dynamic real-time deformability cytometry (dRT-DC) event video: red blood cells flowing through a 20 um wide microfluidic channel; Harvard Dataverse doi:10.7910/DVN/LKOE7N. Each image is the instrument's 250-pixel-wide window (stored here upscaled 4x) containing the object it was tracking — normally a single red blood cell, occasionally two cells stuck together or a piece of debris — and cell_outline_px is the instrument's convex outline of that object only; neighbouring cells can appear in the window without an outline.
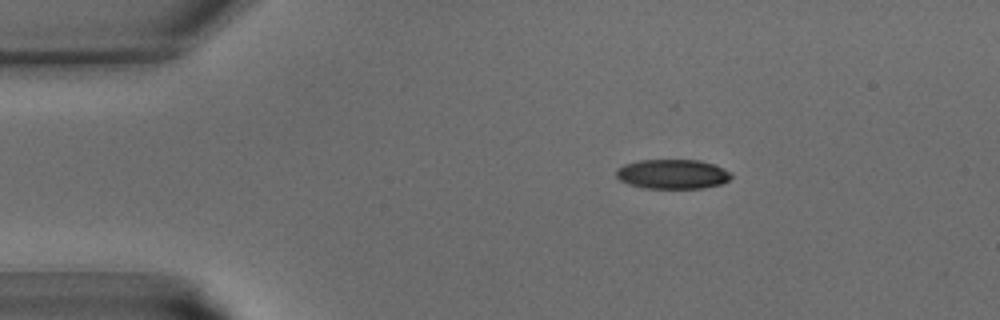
{"species": "common noctule bat (a hibernating species)", "species_latin": "Nyctalus noctula", "temperature_condition": "warm", "stored_images_in_passage": 36, "camera_frame_rate_fps": 3000, "um_per_image_px": 0.085, "animal": {"sex": "male", "body_mass_g": 15.6}, "frame": {"image": 1, "passage_image": 2, "time_ms": 0.333, "image_size_px": [1000, 320], "cell_outline_px": [[732, 176], [724, 184], [704, 188], [644, 188], [628, 184], [620, 180], [616, 176], [616, 168], [624, 164], [640, 160], [700, 160], [724, 168], [732, 172]], "centroid_in_image_um": [57.18, 14.8], "position_along_channel_um": 27.8, "area_um2": 20.0}}
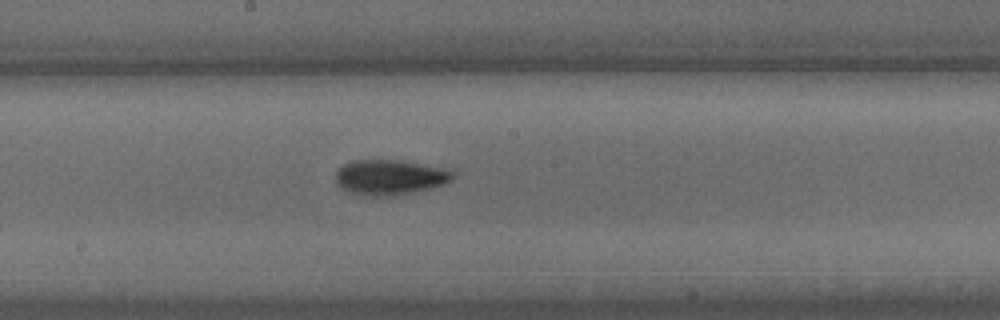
{"frame": {"image": 2, "passage_image": 17, "time_ms": 5.333, "image_size_px": [1000, 320], "cell_outline_px": [[456, 176], [452, 180], [444, 184], [432, 188], [392, 196], [372, 196], [352, 192], [340, 188], [336, 184], [336, 172], [344, 164], [352, 160], [396, 160], [456, 168]], "centroid_in_image_um": [33.25, 15.05], "position_along_channel_um": 215.0, "area_um2": 24.45}}
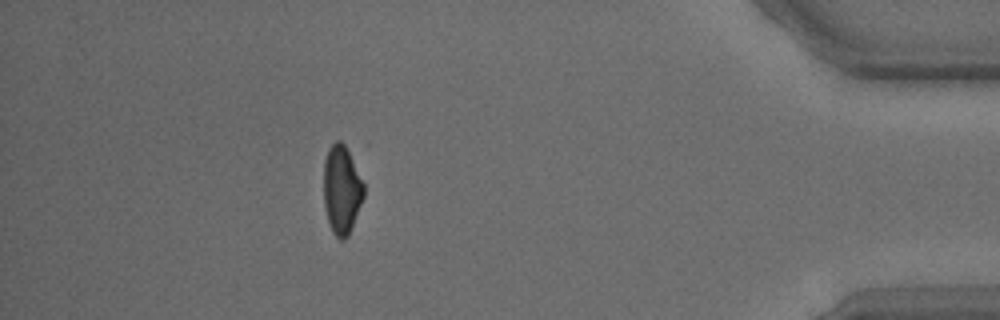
{"frame": {"image": 3, "passage_image": 32, "time_ms": 10.333, "image_size_px": [1000, 320], "cell_outline_px": [[364, 196], [352, 228], [348, 236], [344, 240], [340, 240], [332, 232], [328, 220], [324, 204], [324, 160], [328, 148], [336, 140], [340, 140], [344, 144], [364, 184]], "centroid_in_image_um": [29.04, 16.15], "position_along_channel_um": 406.2, "area_um2": 20.58}}